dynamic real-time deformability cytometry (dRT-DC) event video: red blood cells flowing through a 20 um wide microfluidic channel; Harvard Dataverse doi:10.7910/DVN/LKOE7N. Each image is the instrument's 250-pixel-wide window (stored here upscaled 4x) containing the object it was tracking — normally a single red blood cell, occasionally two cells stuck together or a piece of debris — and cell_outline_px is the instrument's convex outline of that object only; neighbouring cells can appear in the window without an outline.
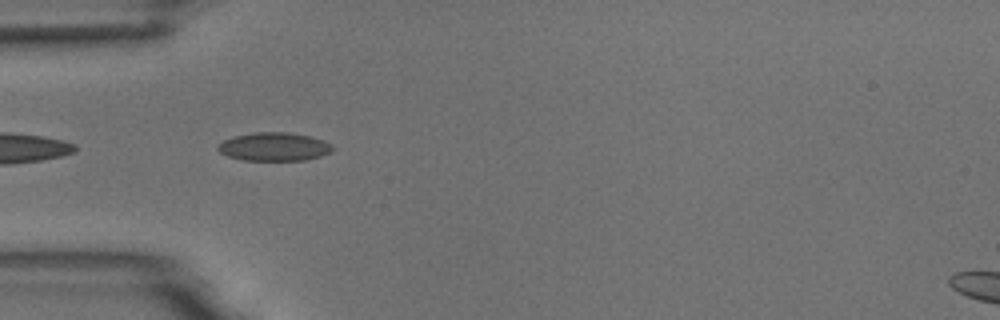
{"species": "common noctule bat (a hibernating species)", "species_latin": "Nyctalus noctula", "temperature_condition": "room temperature", "stored_images_in_passage": 5, "camera_frame_rate_fps": 3000, "um_per_image_px": 0.085, "animal": {"sex": "male", "body_mass_g": 18.8}, "frame": {"image": 1, "passage_image": 2, "time_ms": 0.333, "image_size_px": [1000, 320], "cell_outline_px": [[336, 148], [320, 156], [304, 160], [244, 160], [228, 156], [220, 152], [216, 148], [224, 140], [232, 136], [256, 132], [288, 132], [312, 136], [324, 140], [332, 144]], "centroid_in_image_um": [23.32, 12.46], "position_along_channel_um": 61.7, "area_um2": 19.02}}